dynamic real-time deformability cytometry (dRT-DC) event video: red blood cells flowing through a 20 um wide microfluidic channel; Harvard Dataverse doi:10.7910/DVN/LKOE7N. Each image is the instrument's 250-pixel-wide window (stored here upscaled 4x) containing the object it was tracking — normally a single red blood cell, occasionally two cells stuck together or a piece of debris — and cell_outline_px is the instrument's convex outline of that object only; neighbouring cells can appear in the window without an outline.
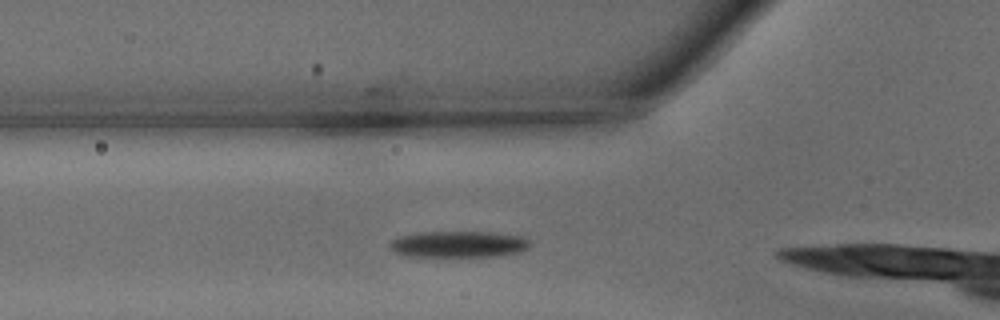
{"species": "common noctule bat (a hibernating species)", "species_latin": "Nyctalus noctula", "temperature_condition": "warm", "stored_images_in_passage": 13, "camera_frame_rate_fps": 3000, "um_per_image_px": 0.085, "animal": {"sex": "male", "body_mass_g": 15.6}, "frame": {"image": 1, "passage_image": 6, "time_ms": 1.667, "image_size_px": [1000, 320], "cell_outline_px": [[532, 244], [528, 248], [516, 252], [496, 256], [400, 256], [392, 252], [388, 248], [388, 244], [392, 240], [400, 236], [420, 232], [488, 232], [520, 236], [532, 240]], "centroid_in_image_um": [38.92, 20.76], "position_along_channel_um": 86.9, "area_um2": 21.68}}
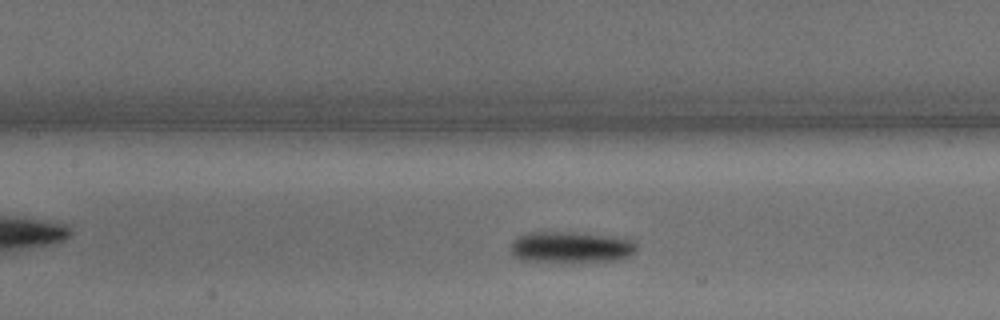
{"frame": {"image": 2, "passage_image": 11, "time_ms": 3.333, "image_size_px": [1000, 320], "cell_outline_px": [[636, 252], [628, 256], [616, 260], [520, 260], [512, 256], [508, 248], [520, 236], [532, 232], [584, 232], [628, 236], [636, 244]], "centroid_in_image_um": [48.61, 20.96], "position_along_channel_um": 158.8, "area_um2": 22.89}}